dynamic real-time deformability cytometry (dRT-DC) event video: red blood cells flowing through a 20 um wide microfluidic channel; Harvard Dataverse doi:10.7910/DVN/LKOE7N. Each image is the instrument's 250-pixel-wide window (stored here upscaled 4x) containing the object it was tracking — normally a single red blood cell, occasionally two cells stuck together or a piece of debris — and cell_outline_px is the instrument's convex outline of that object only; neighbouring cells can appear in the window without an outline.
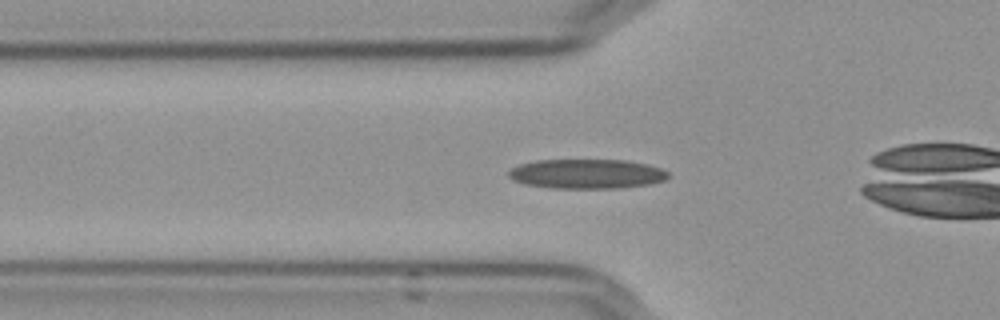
{"species": "Egyptian fruit bat (a non-hibernating species)", "species_latin": "Rousettus aegyptiacus", "temperature_condition": "cold", "stored_images_in_passage": 44, "camera_frame_rate_fps": 3000, "um_per_image_px": 0.085, "frame": {"image": 1, "passage_image": 7, "time_ms": 2.0, "image_size_px": [1000, 320], "cell_outline_px": [[668, 180], [652, 184], [620, 188], [552, 188], [524, 184], [512, 180], [508, 176], [508, 172], [512, 168], [520, 164], [536, 160], [624, 160], [648, 164], [660, 168], [668, 172]], "centroid_in_image_um": [49.89, 14.78], "position_along_channel_um": 75.9, "area_um2": 27.69}}
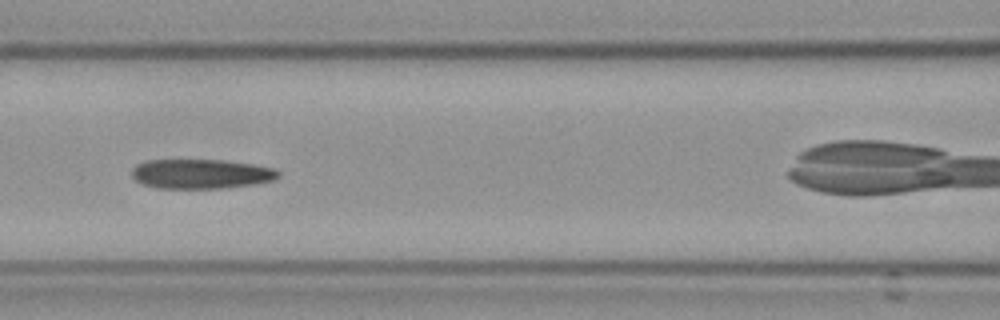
{"frame": {"image": 2, "passage_image": 13, "time_ms": 4.0, "image_size_px": [1000, 320], "cell_outline_px": [[280, 176], [276, 180], [256, 184], [228, 188], [156, 188], [140, 184], [132, 176], [132, 168], [136, 164], [148, 160], [220, 160], [256, 164], [276, 168], [280, 172]], "centroid_in_image_um": [17.14, 14.78], "position_along_channel_um": 149.5, "area_um2": 25.66}, "authors_computed_cell_mechanics": {"area_um2": 25.7499, "velocity_mm_per_s": 3.6349, "shape_relaxation_time_tau1_ms": null, "shape_relaxation_time_tau2_ms": 9.1778, "deformation_change_tau1": null, "deformation_change_tau2": 0.1893}}